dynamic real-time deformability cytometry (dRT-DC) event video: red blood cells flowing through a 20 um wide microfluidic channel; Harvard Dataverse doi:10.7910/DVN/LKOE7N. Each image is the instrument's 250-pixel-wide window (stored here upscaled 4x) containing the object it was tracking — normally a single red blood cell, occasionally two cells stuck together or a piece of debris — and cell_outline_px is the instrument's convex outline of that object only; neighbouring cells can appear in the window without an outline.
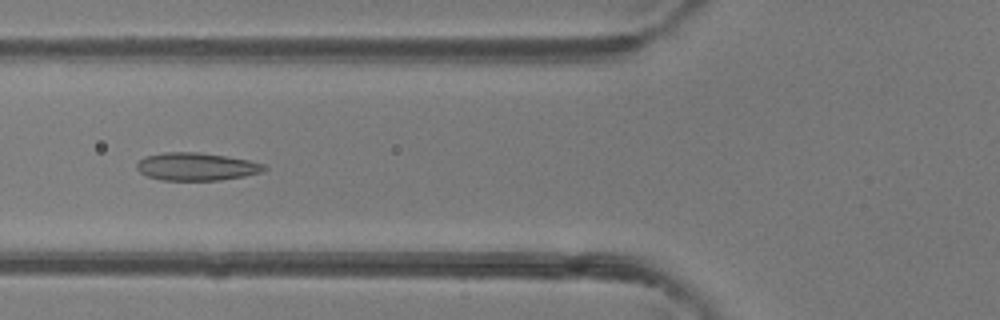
{"species": "common noctule bat (a hibernating species)", "species_latin": "Nyctalus noctula", "temperature_condition": "room temperature", "stored_images_in_passage": 46, "camera_frame_rate_fps": 3000, "um_per_image_px": 0.085, "animal": {"sex": "female"}, "frame": {"image": 1, "passage_image": 17, "time_ms": 5.333, "image_size_px": [1000, 320], "cell_outline_px": [[268, 168], [264, 172], [244, 176], [220, 180], [160, 180], [148, 176], [140, 172], [136, 168], [136, 164], [144, 156], [164, 152], [200, 152], [248, 160], [264, 164]], "centroid_in_image_um": [16.69, 14.16], "position_along_channel_um": 109.1, "area_um2": 20.69}}
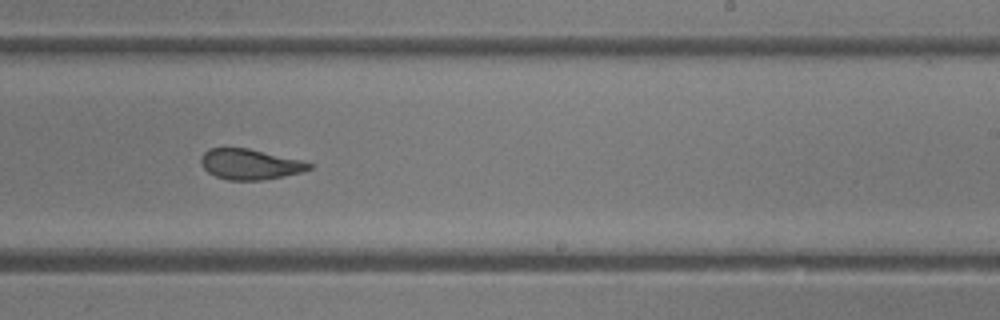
{"frame": {"image": 2, "passage_image": 28, "time_ms": 9.0, "image_size_px": [1000, 320], "cell_outline_px": [[312, 168], [300, 172], [284, 176], [260, 180], [228, 180], [216, 176], [208, 172], [200, 164], [200, 156], [208, 148], [248, 148], [300, 160], [312, 164]], "centroid_in_image_um": [21.19, 13.96], "position_along_channel_um": 267.8, "area_um2": 19.07}}
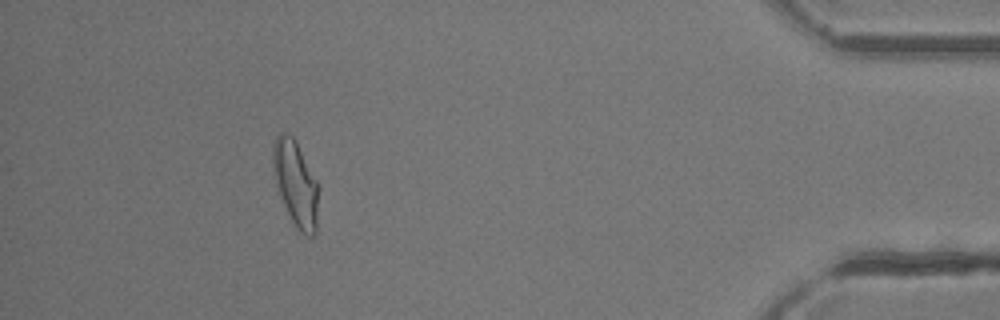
{"frame": {"image": 3, "passage_image": 42, "time_ms": 13.667, "image_size_px": [1000, 320], "cell_outline_px": [[320, 188], [316, 236], [308, 236], [300, 232], [296, 228], [280, 196], [276, 184], [272, 168], [272, 144], [276, 136], [280, 132], [288, 132], [296, 140]], "centroid_in_image_um": [25.15, 15.59], "position_along_channel_um": 410.1, "area_um2": 23.18}, "authors_computed_cell_mechanics": {"area_um2": 21.386, "velocity_mm_per_s": 4.3271, "shape_relaxation_time_tau1_ms": 9.3334, "shape_relaxation_time_tau2_ms": 1.2211, "deformation_change_tau1": 0.2445, "deformation_change_tau2": 0.081}}